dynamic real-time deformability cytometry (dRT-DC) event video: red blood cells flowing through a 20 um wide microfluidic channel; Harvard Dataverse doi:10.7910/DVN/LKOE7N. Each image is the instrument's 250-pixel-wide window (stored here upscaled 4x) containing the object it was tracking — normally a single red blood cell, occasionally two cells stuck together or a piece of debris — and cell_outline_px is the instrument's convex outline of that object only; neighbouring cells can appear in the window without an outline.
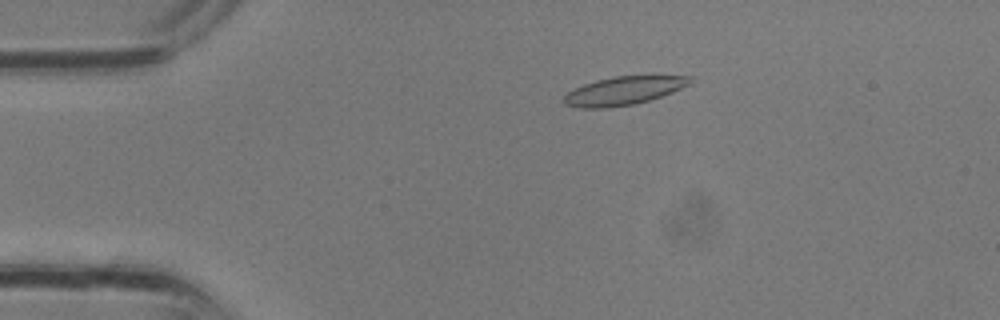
{"species": "common noctule bat (a hibernating species)", "species_latin": "Nyctalus noctula", "temperature_condition": "room temperature", "stored_images_in_passage": 11, "camera_frame_rate_fps": 3000, "um_per_image_px": 0.085, "animal": {"sex": "male", "body_mass_g": 13.3}, "frame": {"image": 1, "passage_image": 7, "time_ms": 2.0, "image_size_px": [1000, 320], "cell_outline_px": [[692, 84], [672, 92], [636, 104], [608, 108], [580, 108], [564, 104], [560, 100], [568, 92], [584, 84], [596, 80], [612, 76], [692, 76]], "centroid_in_image_um": [52.99, 7.72], "position_along_channel_um": 32.0, "area_um2": 20.92}}